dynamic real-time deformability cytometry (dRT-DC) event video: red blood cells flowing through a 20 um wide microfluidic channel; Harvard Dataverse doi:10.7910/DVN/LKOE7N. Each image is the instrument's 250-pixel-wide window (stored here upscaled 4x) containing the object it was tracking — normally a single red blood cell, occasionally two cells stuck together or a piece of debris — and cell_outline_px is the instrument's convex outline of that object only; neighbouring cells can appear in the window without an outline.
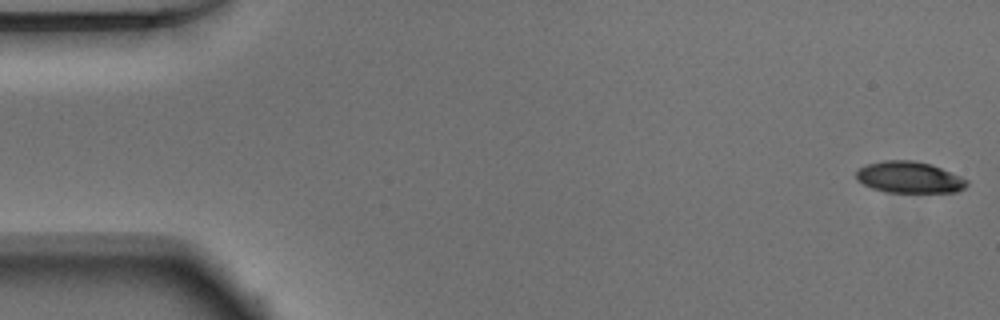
{"species": "Egyptian fruit bat (a non-hibernating species)", "species_latin": "Rousettus aegyptiacus", "temperature_condition": "warm", "stored_images_in_passage": 51, "camera_frame_rate_fps": 3000, "um_per_image_px": 0.085, "animal": {"sex": "male"}, "frame": {"image": 1, "passage_image": 1, "time_ms": 0.0, "image_size_px": [1000, 320], "cell_outline_px": [[968, 184], [964, 188], [956, 192], [884, 192], [872, 188], [856, 180], [856, 172], [860, 168], [868, 164], [884, 160], [912, 160], [932, 164], [960, 176], [968, 180]], "centroid_in_image_um": [77.29, 15.07], "position_along_channel_um": 7.7, "area_um2": 20.29}}
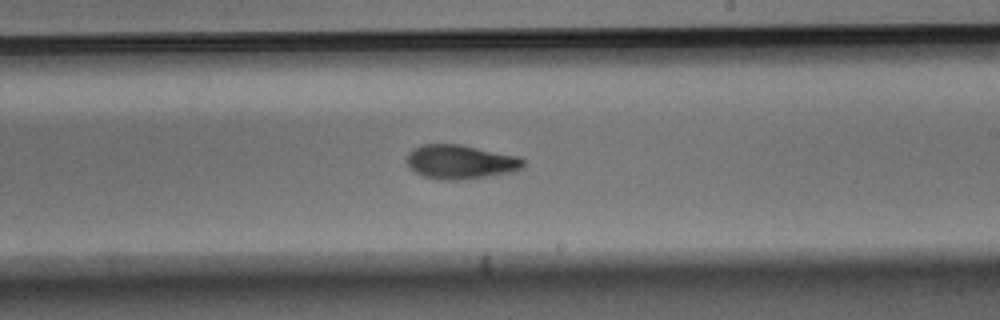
{"frame": {"image": 2, "passage_image": 30, "time_ms": 9.667, "image_size_px": [1000, 320], "cell_outline_px": [[524, 164], [516, 172], [464, 180], [440, 180], [424, 176], [416, 172], [408, 164], [408, 152], [412, 148], [424, 144], [460, 144], [520, 156], [524, 160]], "centroid_in_image_um": [39.18, 13.76], "position_along_channel_um": 249.8, "area_um2": 23.35}}
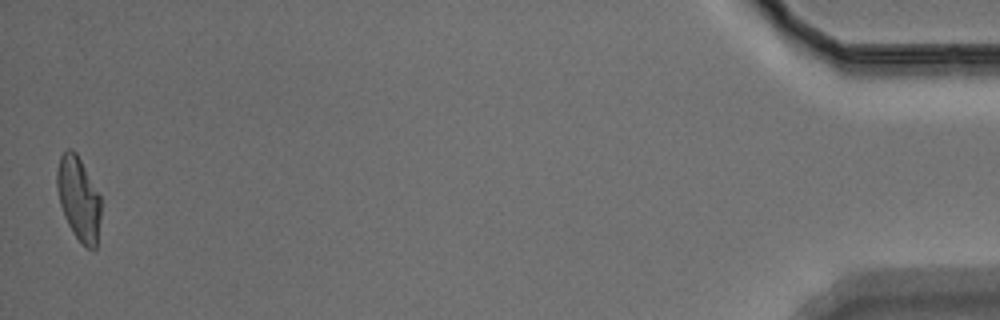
{"frame": {"image": 3, "passage_image": 51, "time_ms": 16.667, "image_size_px": [1000, 320], "cell_outline_px": [[100, 216], [96, 248], [92, 252], [84, 248], [72, 232], [64, 216], [60, 204], [56, 188], [56, 172], [60, 156], [68, 148], [72, 148], [76, 152], [100, 196]], "centroid_in_image_um": [6.67, 16.92], "position_along_channel_um": 428.5, "area_um2": 21.56}, "authors_computed_cell_mechanics": {"area_um2": 22.3686, "velocity_mm_per_s": 3.9004, "shape_relaxation_time_tau1_ms": 5.9068, "shape_relaxation_time_tau2_ms": 3.7295, "deformation_change_tau1": 0.1873, "deformation_change_tau2": 0.1087}}